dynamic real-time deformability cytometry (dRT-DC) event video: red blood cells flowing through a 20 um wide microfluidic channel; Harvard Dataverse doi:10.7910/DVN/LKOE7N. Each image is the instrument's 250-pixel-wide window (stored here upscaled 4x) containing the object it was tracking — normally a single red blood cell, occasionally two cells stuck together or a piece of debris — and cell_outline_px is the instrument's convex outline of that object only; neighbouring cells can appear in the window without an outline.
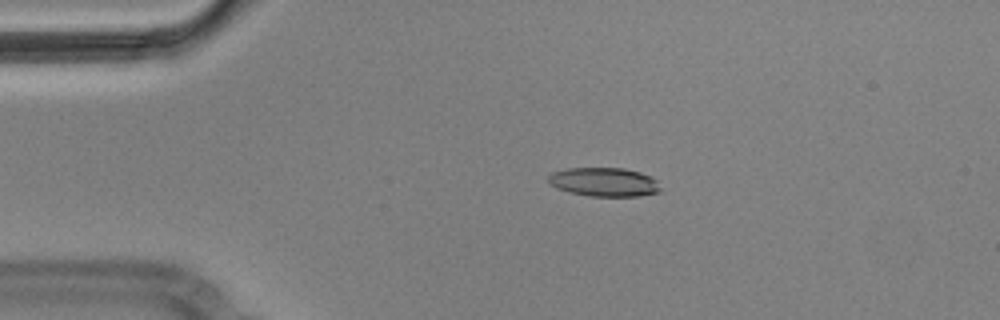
{"species": "Egyptian fruit bat (a non-hibernating species)", "species_latin": "Rousettus aegyptiacus", "temperature_condition": "cold", "stored_images_in_passage": 5, "camera_frame_rate_fps": 3000, "um_per_image_px": 0.085, "animal": {"sex": "male"}, "frame": {"image": 1, "passage_image": 4, "time_ms": 1.0, "image_size_px": [1000, 320], "cell_outline_px": [[660, 192], [640, 196], [588, 196], [568, 192], [556, 188], [548, 184], [548, 176], [552, 172], [568, 168], [624, 168], [640, 172], [656, 180], [660, 188]], "centroid_in_image_um": [51.31, 15.48], "position_along_channel_um": 33.7, "area_um2": 18.96}}